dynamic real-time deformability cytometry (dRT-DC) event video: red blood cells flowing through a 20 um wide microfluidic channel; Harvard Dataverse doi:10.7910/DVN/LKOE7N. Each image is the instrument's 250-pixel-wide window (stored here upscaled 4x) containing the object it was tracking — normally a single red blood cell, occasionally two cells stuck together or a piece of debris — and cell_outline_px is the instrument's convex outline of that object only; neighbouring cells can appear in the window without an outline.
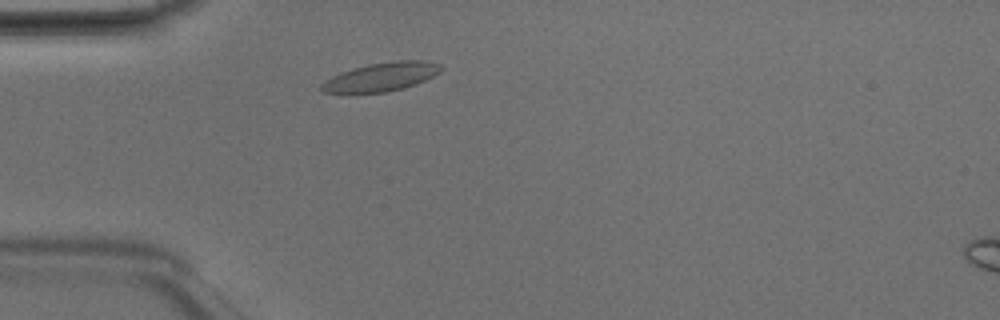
{"species": "Egyptian fruit bat (a non-hibernating species)", "species_latin": "Rousettus aegyptiacus", "temperature_condition": "room temperature", "stored_images_in_passage": 36, "camera_frame_rate_fps": 3000, "um_per_image_px": 0.085, "animal": {"sex": "male"}, "frame": {"image": 1, "passage_image": 1, "time_ms": 0.0, "image_size_px": [1000, 320], "cell_outline_px": [[444, 68], [440, 72], [416, 84], [404, 88], [384, 92], [352, 96], [324, 92], [320, 88], [320, 84], [324, 80], [332, 76], [352, 68], [368, 64], [396, 60], [424, 60], [440, 64]], "centroid_in_image_um": [32.33, 6.57], "position_along_channel_um": 52.7, "area_um2": 20.69}}
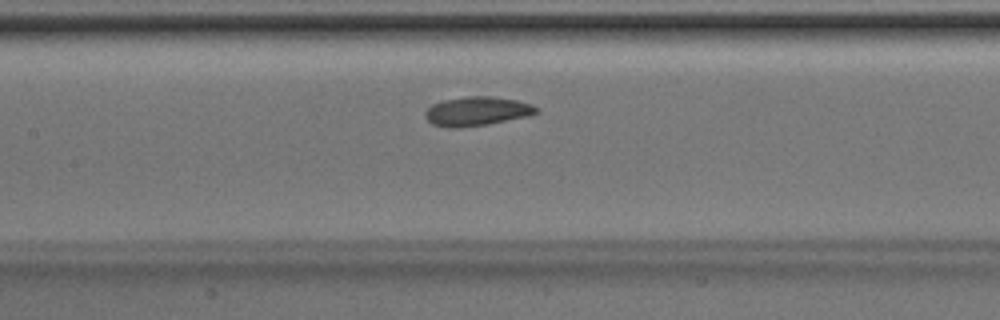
{"frame": {"image": 2, "passage_image": 10, "time_ms": 3.0, "image_size_px": [1000, 320], "cell_outline_px": [[540, 112], [528, 116], [488, 124], [460, 128], [448, 128], [432, 124], [424, 116], [424, 112], [432, 104], [444, 100], [460, 96], [492, 96], [516, 100], [532, 104], [540, 108]], "centroid_in_image_um": [40.54, 9.45], "position_along_channel_um": 166.9, "area_um2": 19.13}}
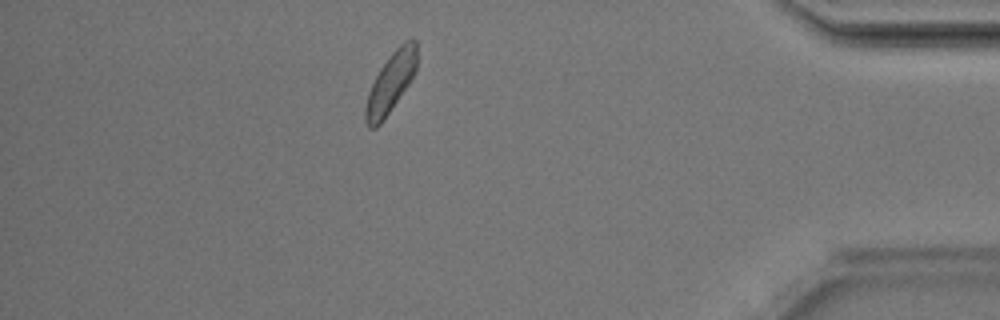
{"frame": {"image": 3, "passage_image": 30, "time_ms": 9.667, "image_size_px": [1000, 320], "cell_outline_px": [[416, 68], [408, 84], [380, 124], [376, 128], [368, 128], [364, 120], [364, 108], [368, 92], [380, 68], [392, 52], [404, 40], [412, 36], [416, 40]], "centroid_in_image_um": [33.18, 7.01], "position_along_channel_um": 402.0, "area_um2": 17.74}, "authors_computed_cell_mechanics": {"area_um2": 18.1781, "velocity_mm_per_s": 4.1425, "shape_relaxation_time_tau1_ms": 2.3159, "shape_relaxation_time_tau2_ms": 9.2237, "deformation_change_tau1": 0.0574, "deformation_change_tau2": 0.097}}